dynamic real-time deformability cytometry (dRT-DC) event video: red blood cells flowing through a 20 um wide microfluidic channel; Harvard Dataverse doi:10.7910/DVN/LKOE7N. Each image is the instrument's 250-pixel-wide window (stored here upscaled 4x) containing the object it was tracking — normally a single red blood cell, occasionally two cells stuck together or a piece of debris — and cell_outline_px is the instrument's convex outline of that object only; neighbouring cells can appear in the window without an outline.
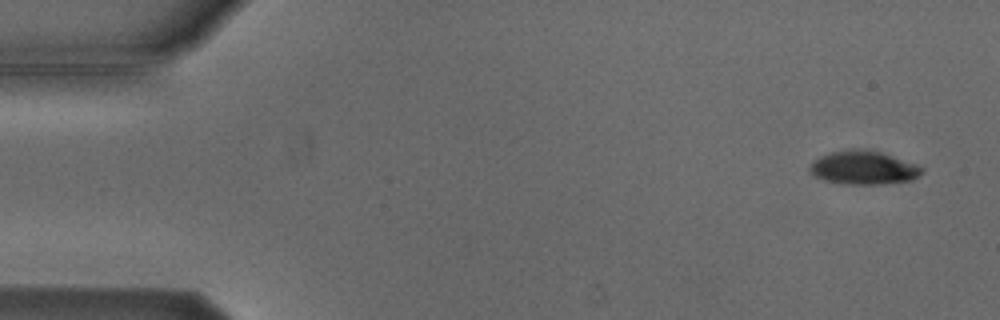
{"species": "Egyptian fruit bat (a non-hibernating species)", "species_latin": "Rousettus aegyptiacus", "temperature_condition": "cold", "stored_images_in_passage": 6, "camera_frame_rate_fps": 3000, "um_per_image_px": 0.085, "animal": {"sex": "male"}, "frame": {"image": 1, "passage_image": 1, "time_ms": 0.0, "image_size_px": [1000, 320], "cell_outline_px": [[924, 172], [912, 180], [884, 184], [844, 184], [824, 180], [816, 176], [808, 168], [812, 160], [820, 156], [832, 152], [852, 148], [856, 148], [880, 152], [916, 164], [924, 168]], "centroid_in_image_um": [73.4, 14.26], "position_along_channel_um": 11.6, "area_um2": 21.91}}
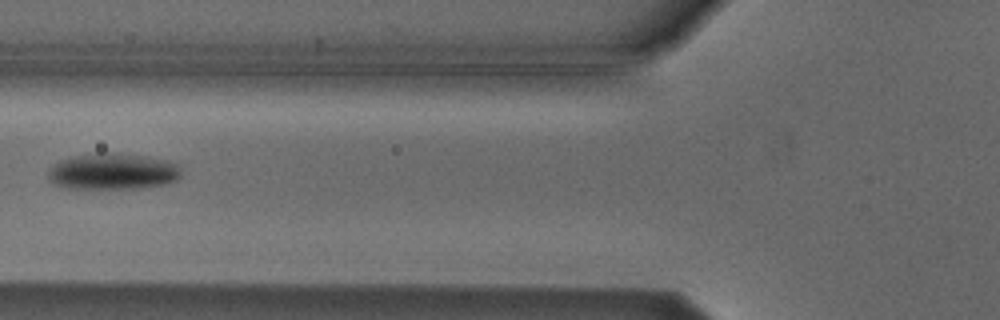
{"frame": {"image": 2, "passage_image": 6, "time_ms": 6.0, "image_size_px": [1000, 320], "cell_outline_px": [[180, 176], [176, 180], [164, 184], [140, 188], [68, 188], [52, 184], [48, 180], [48, 172], [60, 160], [72, 156], [100, 152], [116, 152], [164, 160], [176, 164], [180, 172]], "centroid_in_image_um": [9.53, 14.57], "position_along_channel_um": 116.3, "area_um2": 27.92}}